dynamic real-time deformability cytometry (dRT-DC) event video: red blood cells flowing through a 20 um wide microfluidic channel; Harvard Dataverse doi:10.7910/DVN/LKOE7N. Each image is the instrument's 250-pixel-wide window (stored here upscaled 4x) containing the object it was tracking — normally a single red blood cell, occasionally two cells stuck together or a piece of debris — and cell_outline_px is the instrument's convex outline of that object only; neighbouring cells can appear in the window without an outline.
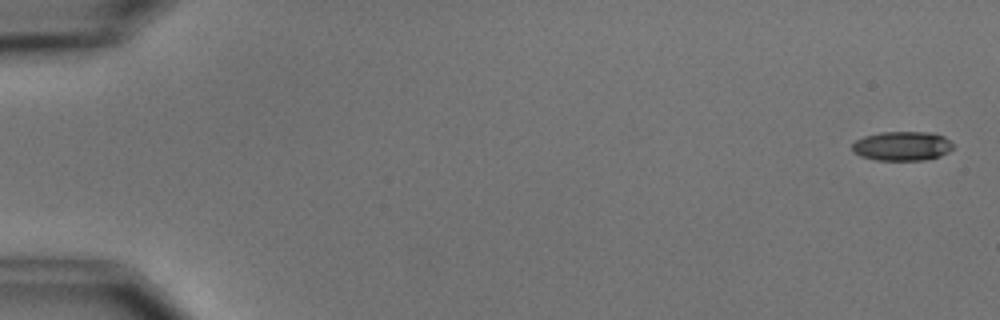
{"species": "common noctule bat (a hibernating species)", "species_latin": "Nyctalus noctula", "temperature_condition": "cold", "stored_images_in_passage": 5, "camera_frame_rate_fps": 3000, "um_per_image_px": 0.085, "animal": {"sex": "male", "body_mass_g": 15.6}, "frame": {"image": 1, "passage_image": 1, "time_ms": 0.0, "image_size_px": [1000, 320], "cell_outline_px": [[952, 148], [948, 152], [940, 156], [924, 160], [876, 160], [860, 156], [852, 152], [852, 144], [856, 140], [864, 136], [880, 132], [928, 132], [944, 136], [952, 144]], "centroid_in_image_um": [76.64, 12.41], "position_along_channel_um": 8.4, "area_um2": 17.22}}
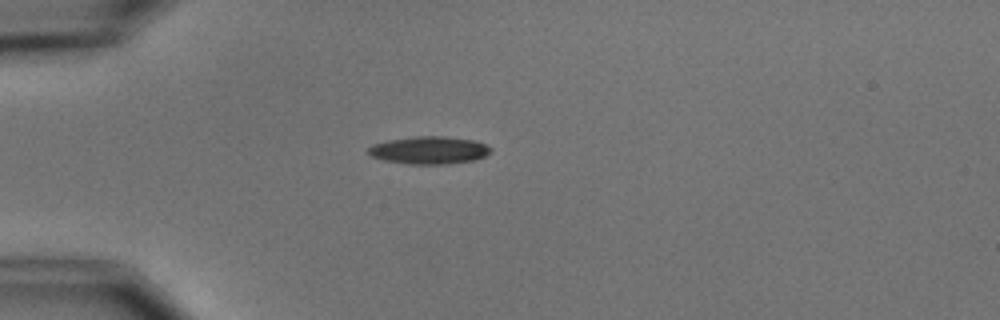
{"frame": {"image": 2, "passage_image": 5, "time_ms": 4.667, "image_size_px": [1000, 320], "cell_outline_px": [[492, 148], [484, 156], [476, 160], [444, 164], [408, 164], [384, 160], [372, 156], [368, 152], [368, 148], [372, 144], [384, 140], [412, 136], [444, 136], [472, 140], [484, 144]], "centroid_in_image_um": [36.42, 12.76], "position_along_channel_um": 48.6, "area_um2": 19.71}}